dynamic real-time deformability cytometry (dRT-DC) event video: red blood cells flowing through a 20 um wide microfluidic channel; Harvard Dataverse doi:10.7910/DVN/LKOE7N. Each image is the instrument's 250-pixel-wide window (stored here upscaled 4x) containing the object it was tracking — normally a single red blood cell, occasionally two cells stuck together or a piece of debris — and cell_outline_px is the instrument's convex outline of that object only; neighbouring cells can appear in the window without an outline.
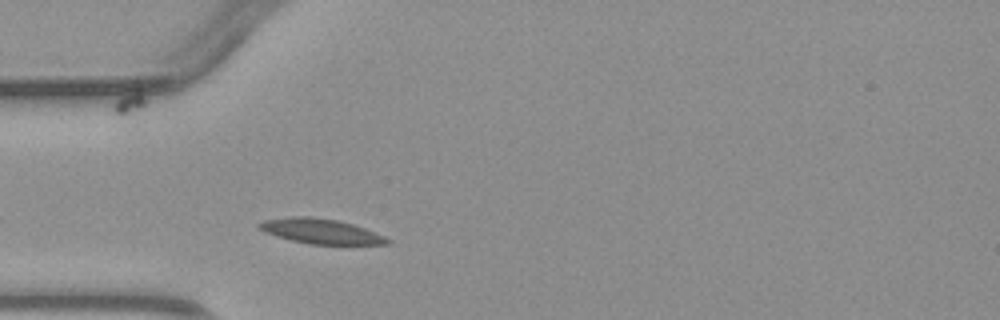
{"species": "common noctule bat (a hibernating species)", "species_latin": "Nyctalus noctula", "temperature_condition": "warm", "stored_images_in_passage": 1, "camera_frame_rate_fps": 3000, "um_per_image_px": 0.085, "animal": {"sex": "male", "body_mass_g": 23.1, "forearm_length_mm": 52.7}, "frame": {"image": 1, "passage_image": 1, "time_ms": 0.0, "image_size_px": [1000, 320], "cell_outline_px": [[392, 244], [308, 244], [292, 240], [264, 232], [256, 228], [256, 224], [264, 220], [292, 216], [308, 216], [336, 220], [352, 224], [364, 228], [384, 236], [392, 240]], "centroid_in_image_um": [27.24, 19.65], "position_along_channel_um": 57.8, "area_um2": 18.55}}